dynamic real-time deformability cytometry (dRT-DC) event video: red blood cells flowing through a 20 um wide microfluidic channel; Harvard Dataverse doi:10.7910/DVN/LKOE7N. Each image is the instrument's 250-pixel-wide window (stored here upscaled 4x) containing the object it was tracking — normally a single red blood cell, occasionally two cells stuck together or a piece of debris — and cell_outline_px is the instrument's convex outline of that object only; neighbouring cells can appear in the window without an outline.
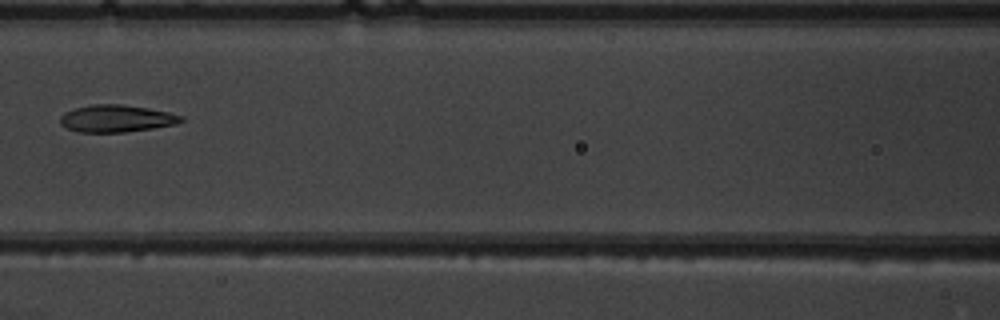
{"species": "common noctule bat (a hibernating species)", "species_latin": "Nyctalus noctula", "temperature_condition": "warm", "stored_images_in_passage": 7, "camera_frame_rate_fps": 3000, "um_per_image_px": 0.085, "animal": {"sex": "male", "body_mass_g": 19.5, "forearm_length_mm": 54.6}, "frame": {"image": 1, "passage_image": 7, "time_ms": 7.667, "image_size_px": [1000, 320], "cell_outline_px": [[184, 120], [176, 124], [152, 128], [124, 132], [76, 132], [60, 124], [60, 116], [64, 112], [76, 108], [92, 104], [120, 104], [148, 108], [168, 112], [184, 116]], "centroid_in_image_um": [9.89, 10.07], "position_along_channel_um": 156.7, "area_um2": 19.13}}